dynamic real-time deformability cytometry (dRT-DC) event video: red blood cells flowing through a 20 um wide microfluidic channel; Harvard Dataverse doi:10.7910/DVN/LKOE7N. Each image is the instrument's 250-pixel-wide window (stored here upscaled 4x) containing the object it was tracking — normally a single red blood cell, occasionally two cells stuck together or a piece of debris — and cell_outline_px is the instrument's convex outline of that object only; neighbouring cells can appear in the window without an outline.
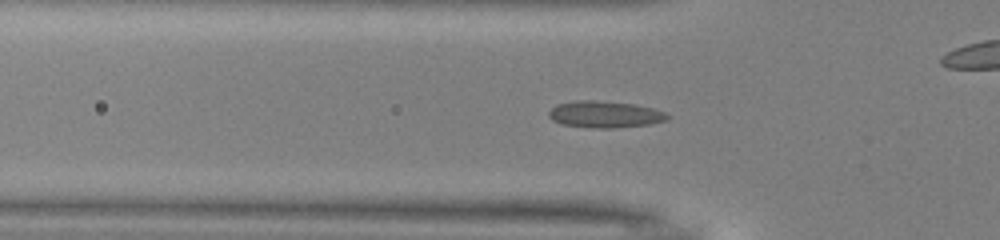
{"species": "common noctule bat (a hibernating species)", "species_latin": "Nyctalus noctula", "temperature_condition": "warm", "stored_images_in_passage": 44, "camera_frame_rate_fps": 3000, "um_per_image_px": 0.085, "animal": {"sex": "male", "body_mass_g": 13.0, "forearm_length_mm": 53.1}, "frame": {"image": 1, "passage_image": 15, "time_ms": 4.667, "image_size_px": [1000, 240], "cell_outline_px": [[672, 116], [668, 120], [648, 124], [612, 128], [592, 128], [560, 124], [552, 120], [548, 116], [548, 112], [556, 104], [576, 100], [592, 100], [636, 104], [652, 108], [664, 112]], "centroid_in_image_um": [51.4, 9.72], "position_along_channel_um": 74.4, "area_um2": 18.55}}
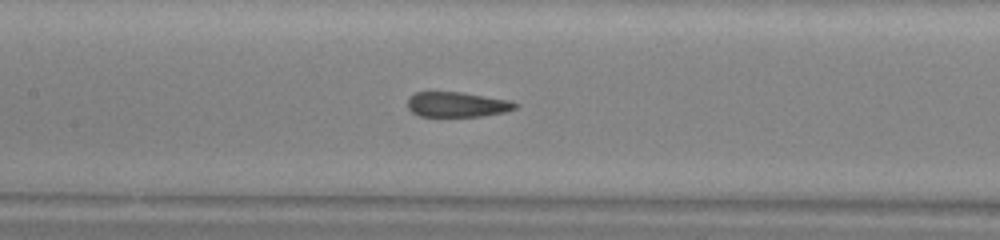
{"frame": {"image": 2, "passage_image": 22, "time_ms": 7.0, "image_size_px": [1000, 240], "cell_outline_px": [[520, 104], [516, 108], [504, 112], [480, 116], [420, 116], [412, 112], [408, 108], [408, 96], [416, 92], [464, 92], [508, 100]], "centroid_in_image_um": [38.84, 8.87], "position_along_channel_um": 168.6, "area_um2": 15.72}}
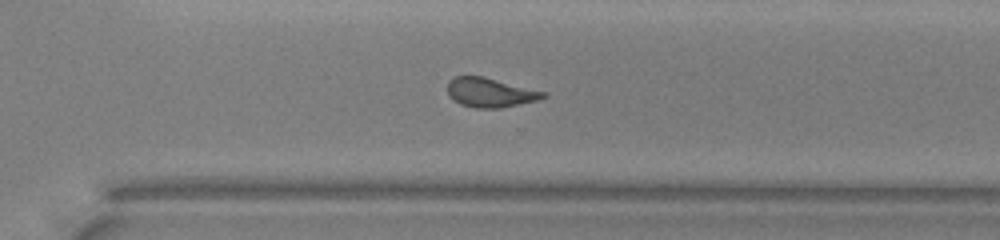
{"frame": {"image": 3, "passage_image": 34, "time_ms": 11.0, "image_size_px": [1000, 240], "cell_outline_px": [[548, 96], [540, 100], [500, 108], [476, 108], [460, 104], [448, 96], [448, 80], [452, 76], [484, 76], [548, 92]], "centroid_in_image_um": [41.7, 7.86], "position_along_channel_um": 328.9, "area_um2": 16.7}, "authors_computed_cell_mechanics": {"area_um2": 17.2822, "velocity_mm_per_s": 4.0201, "shape_relaxation_time_tau1_ms": null, "shape_relaxation_time_tau2_ms": 1.3592, "deformation_change_tau1": null, "deformation_change_tau2": 0.0835}}